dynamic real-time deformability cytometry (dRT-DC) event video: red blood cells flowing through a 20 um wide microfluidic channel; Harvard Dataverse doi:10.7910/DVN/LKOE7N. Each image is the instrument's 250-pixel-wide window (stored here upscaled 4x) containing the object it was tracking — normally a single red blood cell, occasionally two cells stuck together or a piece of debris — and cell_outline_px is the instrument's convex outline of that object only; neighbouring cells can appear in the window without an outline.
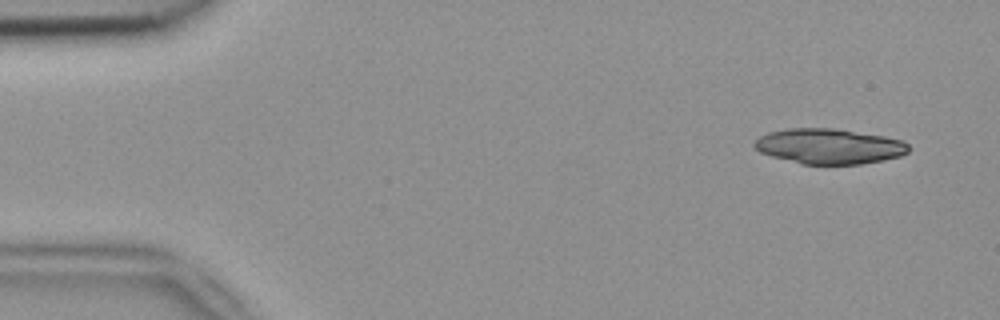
{"species": "common noctule bat (a hibernating species)", "species_latin": "Nyctalus noctula", "temperature_condition": "room temperature", "stored_images_in_passage": 4, "camera_frame_rate_fps": 3000, "um_per_image_px": 0.085, "animal": {"sex": "female", "body_mass_g": 18.4}, "frame": {"image": 1, "passage_image": 1, "time_ms": 0.0, "image_size_px": [1000, 320], "cell_outline_px": [[908, 152], [900, 156], [884, 160], [860, 164], [800, 164], [772, 156], [760, 152], [752, 144], [760, 136], [768, 132], [784, 128], [832, 128], [884, 136], [904, 140], [908, 144]], "centroid_in_image_um": [70.47, 12.43], "position_along_channel_um": 14.5, "area_um2": 31.73}}